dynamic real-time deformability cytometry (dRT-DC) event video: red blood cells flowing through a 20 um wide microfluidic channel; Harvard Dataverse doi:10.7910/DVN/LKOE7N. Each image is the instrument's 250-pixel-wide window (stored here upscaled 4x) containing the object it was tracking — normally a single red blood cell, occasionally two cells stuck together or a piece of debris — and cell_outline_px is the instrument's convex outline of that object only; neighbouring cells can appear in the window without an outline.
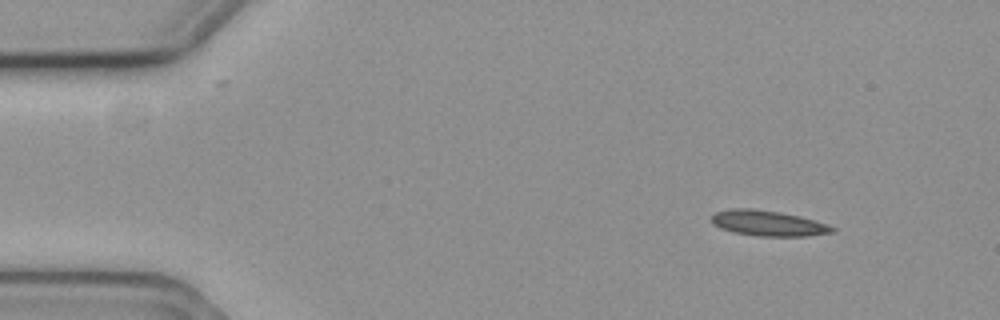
{"species": "common noctule bat (a hibernating species)", "species_latin": "Nyctalus noctula", "temperature_condition": "cold", "stored_images_in_passage": 4, "camera_frame_rate_fps": 3000, "um_per_image_px": 0.085, "animal": {"sex": "female", "body_mass_g": 19.3, "forearm_length_mm": 54.1}, "frame": {"image": 1, "passage_image": 1, "time_ms": 0.0, "image_size_px": [1000, 320], "cell_outline_px": [[836, 232], [808, 236], [756, 236], [732, 232], [720, 228], [712, 224], [708, 220], [716, 212], [732, 208], [752, 208], [780, 212], [800, 216], [828, 224], [836, 228]], "centroid_in_image_um": [65.28, 18.98], "position_along_channel_um": 19.7, "area_um2": 18.21}}
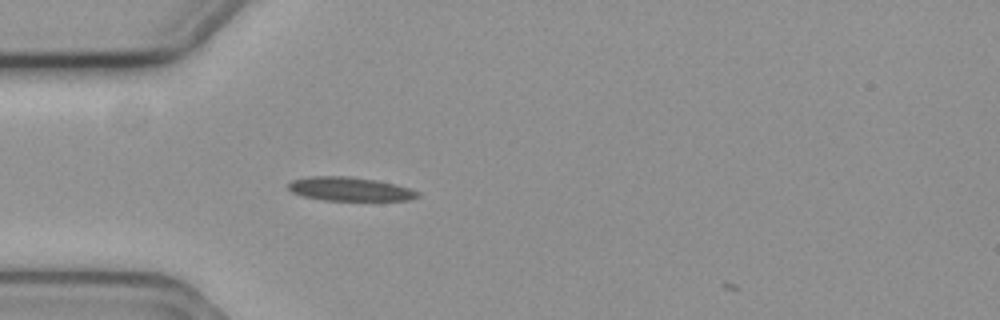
{"frame": {"image": 2, "passage_image": 4, "time_ms": 1.0, "image_size_px": [1000, 320], "cell_outline_px": [[420, 196], [408, 200], [324, 200], [304, 196], [292, 192], [288, 188], [288, 184], [292, 180], [312, 176], [348, 176], [376, 180], [396, 184], [420, 192]], "centroid_in_image_um": [29.75, 16.06], "position_along_channel_um": 55.3, "area_um2": 17.8}}